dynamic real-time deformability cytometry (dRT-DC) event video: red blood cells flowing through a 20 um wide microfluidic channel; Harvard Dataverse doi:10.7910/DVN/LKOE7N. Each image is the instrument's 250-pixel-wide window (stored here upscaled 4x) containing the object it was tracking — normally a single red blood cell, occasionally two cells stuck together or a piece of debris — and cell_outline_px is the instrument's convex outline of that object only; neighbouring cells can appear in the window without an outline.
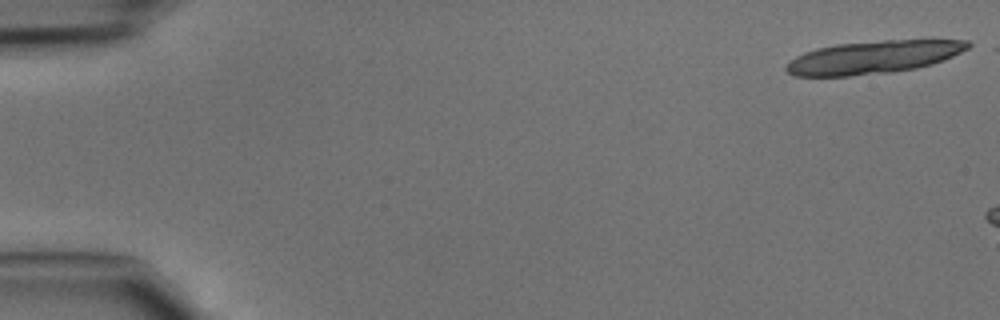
{"species": "common noctule bat (a hibernating species)", "species_latin": "Nyctalus noctula", "temperature_condition": "cold", "stored_images_in_passage": 4, "camera_frame_rate_fps": 3000, "um_per_image_px": 0.085, "animal": {"sex": "male", "body_mass_g": 15.6}, "frame": {"image": 1, "passage_image": 1, "time_ms": 0.0, "image_size_px": [1000, 320], "cell_outline_px": [[972, 44], [968, 48], [944, 60], [932, 64], [916, 68], [892, 72], [848, 76], [796, 76], [788, 72], [784, 68], [784, 64], [796, 56], [804, 52], [816, 48], [836, 44], [884, 40], [968, 40]], "centroid_in_image_um": [74.2, 4.86], "position_along_channel_um": 10.8, "area_um2": 34.85}}